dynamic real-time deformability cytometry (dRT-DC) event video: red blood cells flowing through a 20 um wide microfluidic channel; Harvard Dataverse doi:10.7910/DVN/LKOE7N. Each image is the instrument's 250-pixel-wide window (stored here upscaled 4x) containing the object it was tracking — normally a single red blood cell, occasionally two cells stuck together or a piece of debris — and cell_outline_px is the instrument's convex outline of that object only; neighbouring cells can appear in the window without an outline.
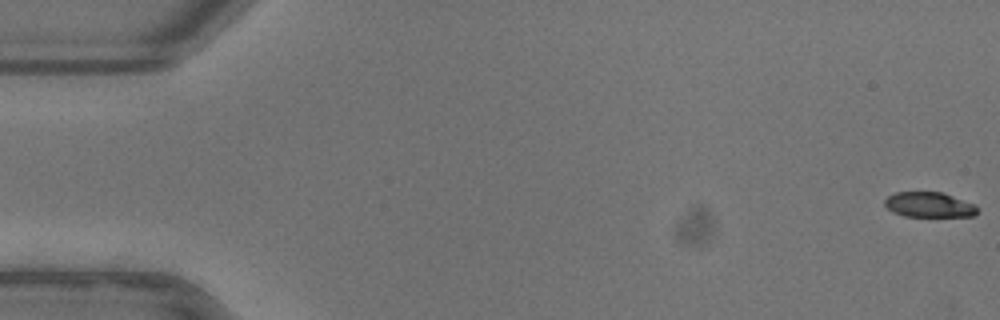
{"species": "common noctule bat (a hibernating species)", "species_latin": "Nyctalus noctula", "temperature_condition": "warm", "stored_images_in_passage": 49, "camera_frame_rate_fps": 3000, "um_per_image_px": 0.085, "animal": {"sex": "female"}, "frame": {"image": 1, "passage_image": 1, "time_ms": 0.0, "image_size_px": [1000, 320], "cell_outline_px": [[976, 216], [904, 216], [892, 212], [884, 204], [884, 200], [888, 196], [896, 192], [940, 192], [976, 204]], "centroid_in_image_um": [78.95, 17.4], "position_along_channel_um": 6.0, "area_um2": 13.47}}
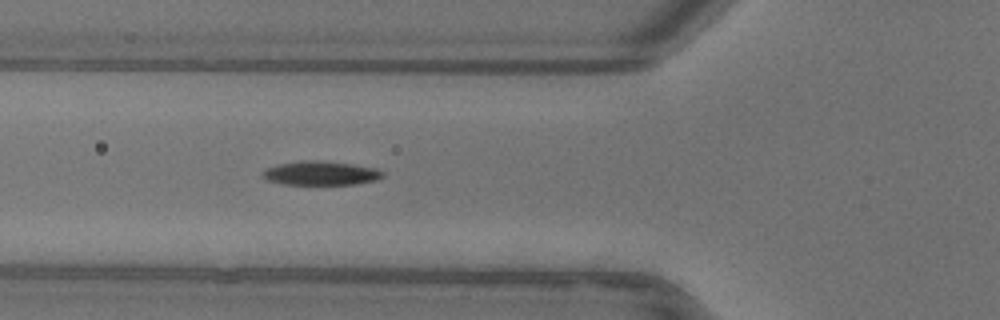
{"frame": {"image": 2, "passage_image": 20, "time_ms": 6.333, "image_size_px": [1000, 320], "cell_outline_px": [[384, 176], [376, 180], [356, 184], [280, 184], [268, 180], [260, 176], [264, 168], [280, 164], [304, 160], [316, 160], [352, 164], [380, 168], [384, 172]], "centroid_in_image_um": [27.27, 14.72], "position_along_channel_um": 98.5, "area_um2": 16.94}}
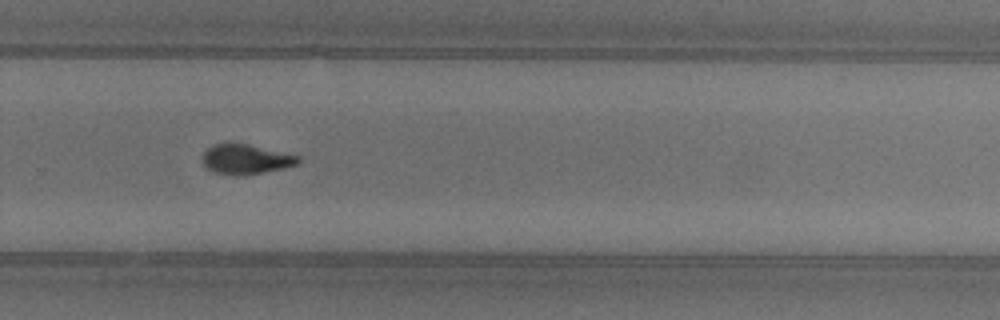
{"frame": {"image": 3, "passage_image": 36, "time_ms": 11.667, "image_size_px": [1000, 320], "cell_outline_px": [[300, 160], [296, 164], [284, 168], [244, 176], [236, 176], [216, 172], [208, 168], [200, 160], [204, 152], [212, 144], [248, 144], [300, 156]], "centroid_in_image_um": [20.88, 13.55], "position_along_channel_um": 308.9, "area_um2": 16.53}, "authors_computed_cell_mechanics": {"area_um2": 16.5308, "velocity_mm_per_s": 3.9426, "shape_relaxation_time_tau1_ms": 3.3124, "shape_relaxation_time_tau2_ms": 4.8101, "deformation_change_tau1": 0.1612, "deformation_change_tau2": 0.0975}}